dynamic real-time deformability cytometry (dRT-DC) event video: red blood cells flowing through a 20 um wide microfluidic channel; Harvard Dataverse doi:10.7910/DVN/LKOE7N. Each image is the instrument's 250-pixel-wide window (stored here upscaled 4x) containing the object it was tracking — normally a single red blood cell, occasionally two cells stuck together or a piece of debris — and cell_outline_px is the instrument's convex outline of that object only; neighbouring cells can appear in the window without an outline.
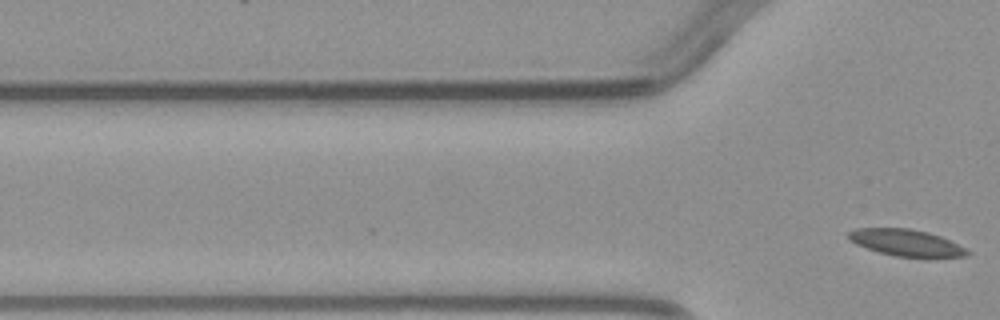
{"species": "common noctule bat (a hibernating species)", "species_latin": "Nyctalus noctula", "temperature_condition": "warm", "stored_images_in_passage": 5, "camera_frame_rate_fps": 3000, "um_per_image_px": 0.085, "animal": {"sex": "male", "body_mass_g": 23.1, "forearm_length_mm": 52.7}, "frame": {"image": 1, "passage_image": 5, "time_ms": 5.667, "image_size_px": [1000, 320], "cell_outline_px": [[972, 252], [968, 256], [932, 260], [928, 260], [896, 256], [880, 252], [856, 244], [848, 236], [848, 232], [856, 228], [912, 228], [928, 232], [940, 236]], "centroid_in_image_um": [77.13, 20.68], "position_along_channel_um": 48.7, "area_um2": 19.02}}